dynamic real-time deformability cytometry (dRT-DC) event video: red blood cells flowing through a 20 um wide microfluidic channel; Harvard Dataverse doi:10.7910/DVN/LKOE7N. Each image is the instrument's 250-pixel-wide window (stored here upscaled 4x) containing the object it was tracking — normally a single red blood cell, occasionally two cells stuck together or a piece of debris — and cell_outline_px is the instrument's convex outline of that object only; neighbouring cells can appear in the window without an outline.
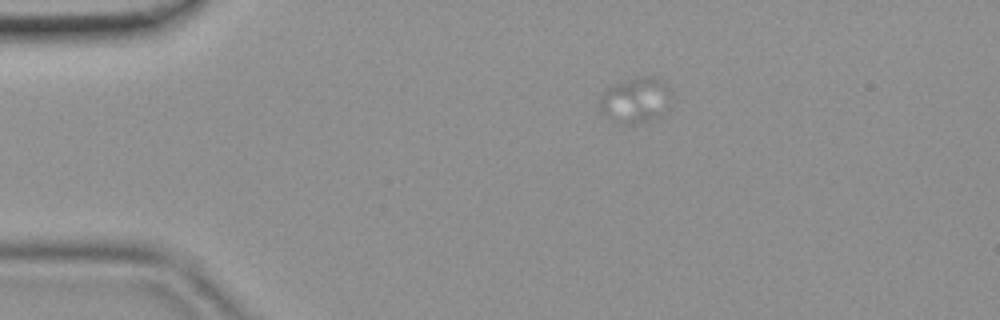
{"species": "common noctule bat (a hibernating species)", "species_latin": "Nyctalus noctula", "temperature_condition": "room temperature", "stored_images_in_passage": 6, "camera_frame_rate_fps": 3000, "um_per_image_px": 0.085, "animal": {"sex": "female", "body_mass_g": 19.9}, "frame": {"image": 1, "passage_image": 3, "time_ms": 0.667, "image_size_px": [1000, 320], "cell_outline_px": [[668, 96], [664, 112], [660, 116], [648, 120], [632, 124], [620, 124], [612, 120], [600, 108], [600, 96], [604, 88], [640, 76], [644, 76], [656, 80], [664, 84], [668, 88]], "centroid_in_image_um": [53.93, 8.53], "position_along_channel_um": 31.1, "area_um2": 18.15}}
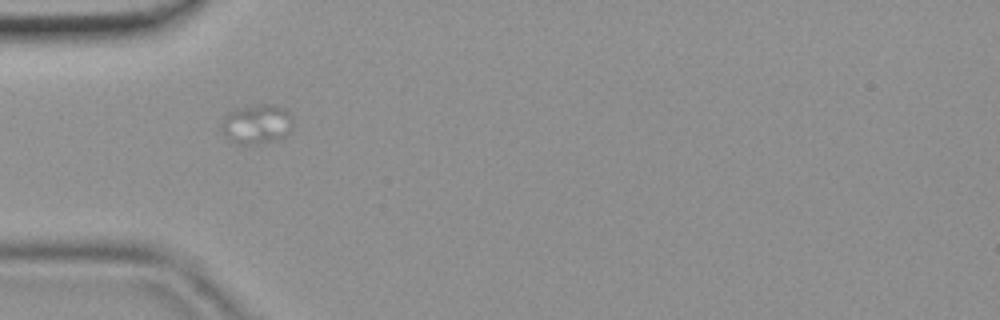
{"frame": {"image": 2, "passage_image": 4, "time_ms": 1.0, "image_size_px": [1000, 320], "cell_outline_px": [[292, 128], [288, 136], [280, 140], [260, 144], [236, 144], [228, 140], [224, 136], [220, 128], [228, 112], [240, 108], [260, 104], [276, 104], [284, 108], [288, 112], [292, 124]], "centroid_in_image_um": [21.84, 10.59], "position_along_channel_um": 63.2, "area_um2": 16.76}}
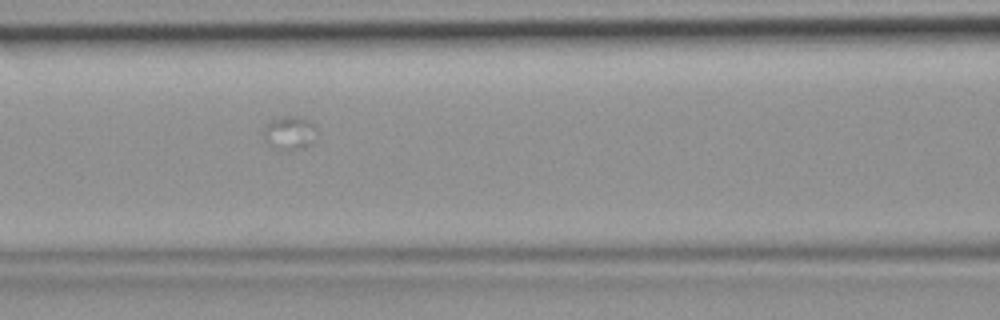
{"frame": {"image": 3, "passage_image": 6, "time_ms": 1.667, "image_size_px": [1000, 320], "cell_outline_px": [[316, 128], [312, 144], [304, 148], [272, 148], [264, 140], [264, 128], [272, 120], [284, 116], [296, 116], [308, 120]], "centroid_in_image_um": [24.61, 11.29], "position_along_channel_um": 142.0, "area_um2": 10.06}}